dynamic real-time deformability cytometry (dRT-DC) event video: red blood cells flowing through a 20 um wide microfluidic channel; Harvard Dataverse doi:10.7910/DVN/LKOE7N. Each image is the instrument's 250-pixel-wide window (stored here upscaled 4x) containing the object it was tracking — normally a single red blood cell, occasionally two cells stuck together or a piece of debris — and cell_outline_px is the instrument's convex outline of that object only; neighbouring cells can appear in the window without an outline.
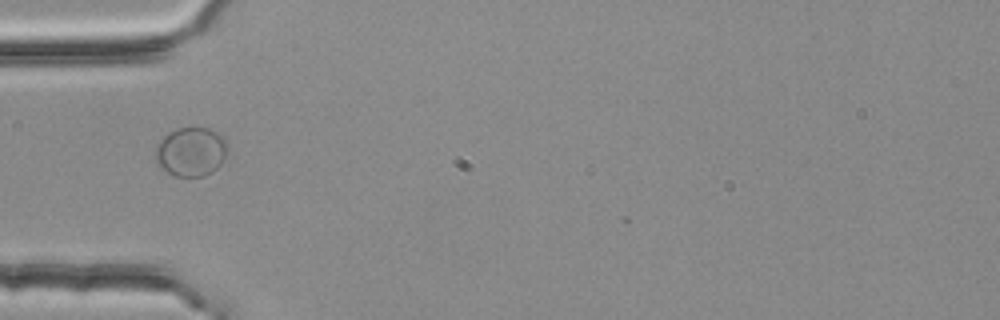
{"species": "common noctule bat (a hibernating species)", "species_latin": "Nyctalus noctula", "temperature_condition": "room temperature", "stored_images_in_passage": 39, "camera_frame_rate_fps": 3000, "um_per_image_px": 0.085, "animal": {"sex": "female", "body_mass_g": 25.1}, "frame": {"image": 1, "passage_image": 1, "time_ms": 0.0, "image_size_px": [1000, 320], "cell_outline_px": [[228, 152], [220, 164], [212, 172], [204, 176], [176, 176], [160, 168], [156, 160], [156, 148], [160, 140], [168, 132], [176, 128], [208, 128], [216, 132], [220, 136]], "centroid_in_image_um": [16.2, 12.91], "position_along_channel_um": 68.8, "area_um2": 20.29}}
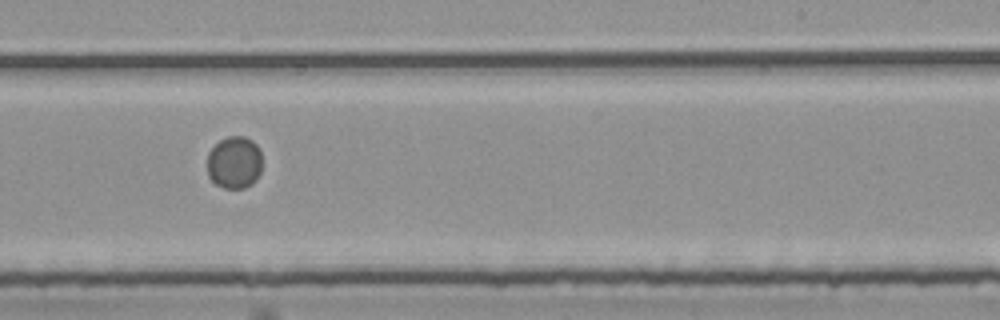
{"frame": {"image": 2, "passage_image": 17, "time_ms": 5.333, "image_size_px": [1000, 320], "cell_outline_px": [[260, 172], [256, 180], [252, 184], [244, 188], [224, 188], [216, 184], [208, 176], [208, 152], [220, 140], [228, 136], [244, 136], [252, 140], [256, 144], [260, 152]], "centroid_in_image_um": [19.91, 13.81], "position_along_channel_um": 269.1, "area_um2": 16.7}}
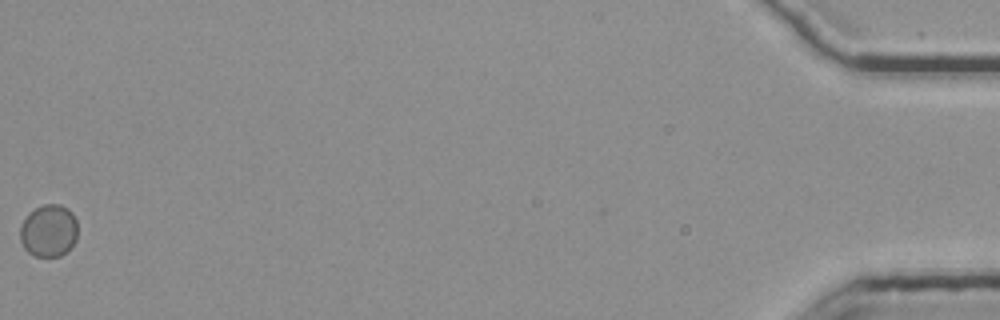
{"frame": {"image": 3, "passage_image": 38, "time_ms": 12.333, "image_size_px": [1000, 320], "cell_outline_px": [[76, 240], [60, 256], [32, 256], [24, 248], [20, 240], [20, 224], [28, 212], [44, 204], [60, 204], [68, 208], [72, 212], [76, 220]], "centroid_in_image_um": [4.1, 19.59], "position_along_channel_um": 431.1, "area_um2": 17.63}}